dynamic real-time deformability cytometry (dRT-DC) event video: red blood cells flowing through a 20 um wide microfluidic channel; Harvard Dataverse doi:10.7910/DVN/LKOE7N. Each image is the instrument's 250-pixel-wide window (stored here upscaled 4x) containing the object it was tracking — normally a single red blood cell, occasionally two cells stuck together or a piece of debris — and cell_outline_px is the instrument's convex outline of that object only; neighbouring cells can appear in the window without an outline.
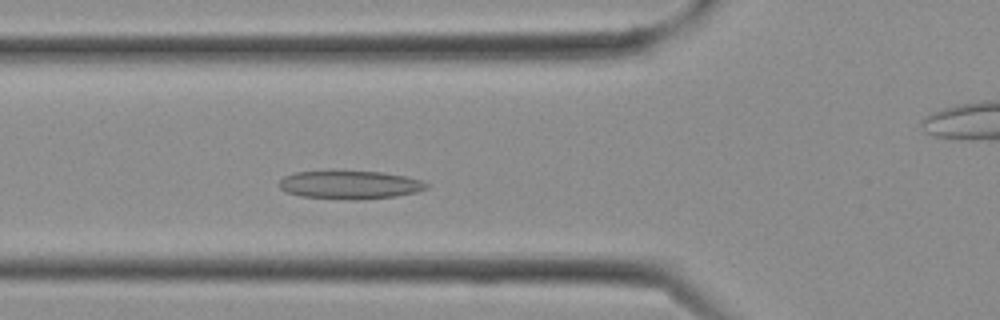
{"species": "Egyptian fruit bat (a non-hibernating species)", "species_latin": "Rousettus aegyptiacus", "temperature_condition": "cold", "stored_images_in_passage": 21, "segment_of_instrument_passage": [1, 2], "camera_frame_rate_fps": 3000, "um_per_image_px": 0.085, "frame": {"image": 1, "passage_image": 9, "time_ms": 2.667, "image_size_px": [1000, 320], "cell_outline_px": [[428, 188], [416, 192], [396, 196], [356, 200], [300, 196], [288, 192], [280, 188], [280, 180], [284, 176], [296, 172], [380, 172], [404, 176], [420, 180], [428, 184]], "centroid_in_image_um": [29.76, 15.72], "position_along_channel_um": 96.0, "area_um2": 23.76}}
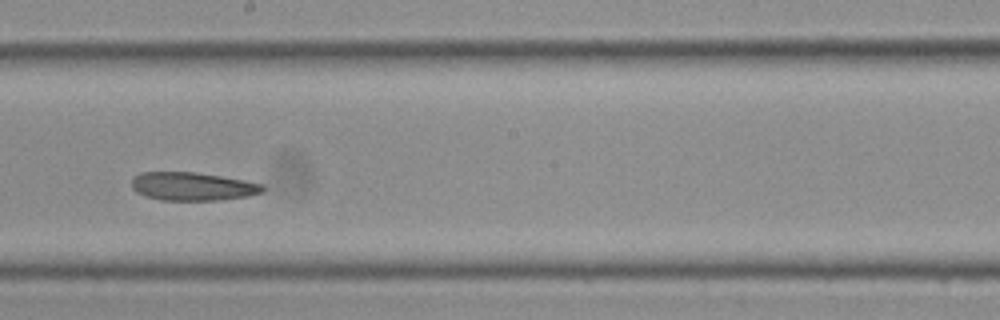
{"frame": {"image": 2, "passage_image": 15, "time_ms": 4.667, "image_size_px": [1000, 320], "cell_outline_px": [[268, 188], [264, 192], [248, 196], [220, 200], [160, 200], [144, 196], [136, 192], [132, 188], [132, 176], [140, 172], [196, 172], [244, 180], [264, 184]], "centroid_in_image_um": [16.38, 15.84], "position_along_channel_um": 231.8, "area_um2": 21.91}}
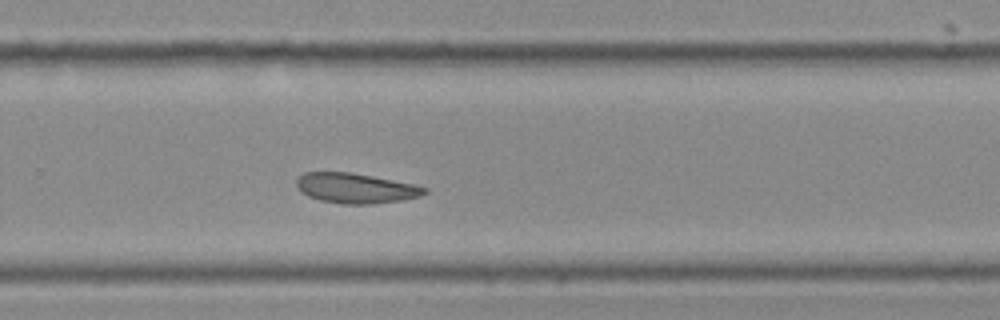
{"frame": {"image": 3, "passage_image": 18, "time_ms": 5.667, "image_size_px": [1000, 320], "cell_outline_px": [[428, 192], [420, 196], [400, 200], [372, 204], [340, 204], [320, 200], [308, 196], [300, 192], [296, 188], [296, 180], [304, 172], [348, 172], [372, 176], [412, 184], [428, 188]], "centroid_in_image_um": [30.19, 16.0], "position_along_channel_um": 299.6, "area_um2": 22.37}}